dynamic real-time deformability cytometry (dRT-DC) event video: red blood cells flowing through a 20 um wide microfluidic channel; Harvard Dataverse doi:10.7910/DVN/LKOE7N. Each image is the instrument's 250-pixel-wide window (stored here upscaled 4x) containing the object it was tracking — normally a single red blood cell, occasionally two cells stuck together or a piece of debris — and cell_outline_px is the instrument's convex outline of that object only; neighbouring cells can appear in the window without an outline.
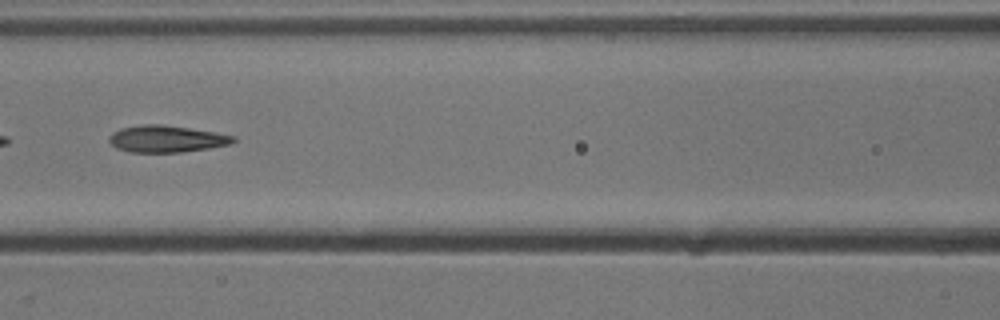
{"species": "common noctule bat (a hibernating species)", "species_latin": "Nyctalus noctula", "temperature_condition": "cold", "stored_images_in_passage": 13, "camera_frame_rate_fps": 3000, "um_per_image_px": 0.085, "animal": {"sex": "male", "body_mass_g": 13.3}, "frame": {"image": 1, "passage_image": 10, "time_ms": 3.0, "image_size_px": [1000, 320], "cell_outline_px": [[236, 140], [228, 144], [208, 148], [180, 152], [132, 152], [116, 148], [108, 140], [108, 136], [112, 132], [120, 128], [144, 124], [160, 124], [216, 132], [236, 136]], "centroid_in_image_um": [14.12, 11.8], "position_along_channel_um": 152.5, "area_um2": 19.31}}